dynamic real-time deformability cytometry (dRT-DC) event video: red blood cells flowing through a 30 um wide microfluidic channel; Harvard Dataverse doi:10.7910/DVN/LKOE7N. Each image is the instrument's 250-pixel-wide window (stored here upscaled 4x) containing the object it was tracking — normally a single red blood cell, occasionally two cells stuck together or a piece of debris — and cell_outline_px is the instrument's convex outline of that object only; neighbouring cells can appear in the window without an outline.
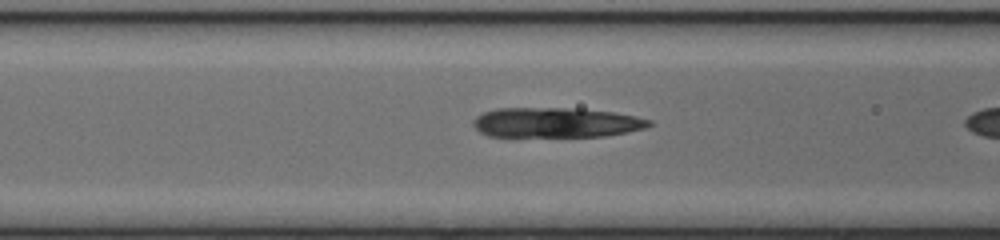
{"species": "common noctule bat (a hibernating species)", "species_latin": "Nyctalus noctula", "temperature_condition": "cold", "stored_images_in_passage": 7, "camera_frame_rate_fps": 3000, "um_per_image_px": 0.085, "animal": {"sex": "female", "body_mass_g": 17.0, "forearm_length_mm": 48.0}, "frame": {"image": 1, "passage_image": 6, "time_ms": 1.667, "image_size_px": [1000, 240], "cell_outline_px": [[652, 124], [644, 128], [628, 132], [604, 136], [488, 136], [480, 132], [472, 124], [472, 120], [476, 116], [484, 112], [496, 108], [580, 108], [612, 112], [636, 116], [652, 120]], "centroid_in_image_um": [47.26, 10.41], "position_along_channel_um": 119.3, "area_um2": 30.75}}